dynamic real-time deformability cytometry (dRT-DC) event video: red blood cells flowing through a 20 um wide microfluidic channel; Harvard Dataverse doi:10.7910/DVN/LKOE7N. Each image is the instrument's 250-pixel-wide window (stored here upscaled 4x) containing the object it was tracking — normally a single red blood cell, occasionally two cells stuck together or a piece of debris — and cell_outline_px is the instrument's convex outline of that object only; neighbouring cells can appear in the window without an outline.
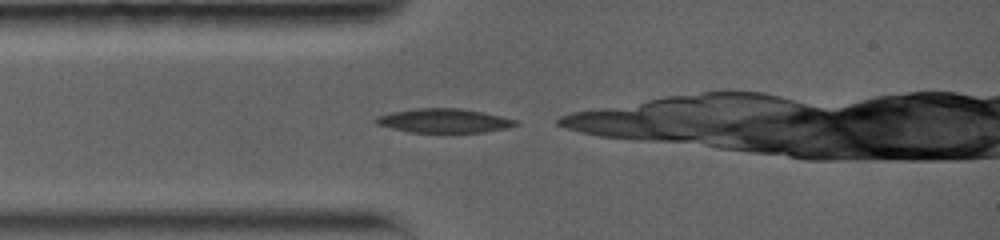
{"species": "common noctule bat (a hibernating species)", "species_latin": "Nyctalus noctula", "temperature_condition": "warm", "stored_images_in_passage": 15, "camera_frame_rate_fps": 5000, "um_per_image_px": 0.085, "animal": {"sex": "female", "body_mass_g": 19.0, "forearm_length_mm": 56.7}, "frame": {"image": 1, "passage_image": 1, "time_ms": 0.0, "image_size_px": [1000, 240], "cell_outline_px": [[520, 124], [508, 128], [484, 132], [408, 132], [376, 124], [372, 120], [376, 116], [392, 112], [416, 108], [460, 108], [484, 112], [516, 120]], "centroid_in_image_um": [37.73, 10.26], "position_along_channel_um": 47.3, "area_um2": 19.65}}
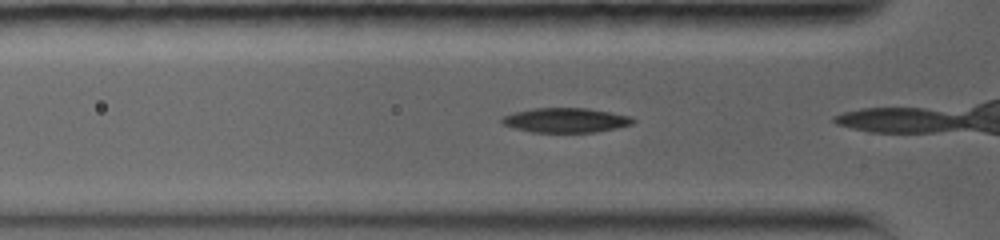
{"frame": {"image": 2, "passage_image": 6, "time_ms": 0.8, "image_size_px": [1000, 240], "cell_outline_px": [[636, 120], [632, 124], [616, 128], [596, 132], [532, 132], [516, 128], [504, 124], [500, 120], [504, 116], [516, 112], [532, 108], [588, 108], [628, 116]], "centroid_in_image_um": [48.09, 10.22], "position_along_channel_um": 77.7, "area_um2": 18.5}}
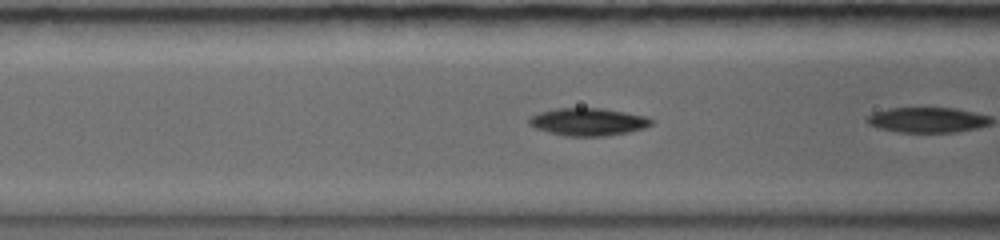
{"frame": {"image": 3, "passage_image": 13, "time_ms": 1.8, "image_size_px": [1000, 240], "cell_outline_px": [[652, 124], [644, 128], [628, 132], [604, 136], [564, 136], [548, 132], [536, 128], [528, 124], [528, 116], [540, 112], [556, 108], [600, 108], [624, 112], [644, 116], [652, 120]], "centroid_in_image_um": [49.93, 10.36], "position_along_channel_um": 116.7, "area_um2": 19.59}}